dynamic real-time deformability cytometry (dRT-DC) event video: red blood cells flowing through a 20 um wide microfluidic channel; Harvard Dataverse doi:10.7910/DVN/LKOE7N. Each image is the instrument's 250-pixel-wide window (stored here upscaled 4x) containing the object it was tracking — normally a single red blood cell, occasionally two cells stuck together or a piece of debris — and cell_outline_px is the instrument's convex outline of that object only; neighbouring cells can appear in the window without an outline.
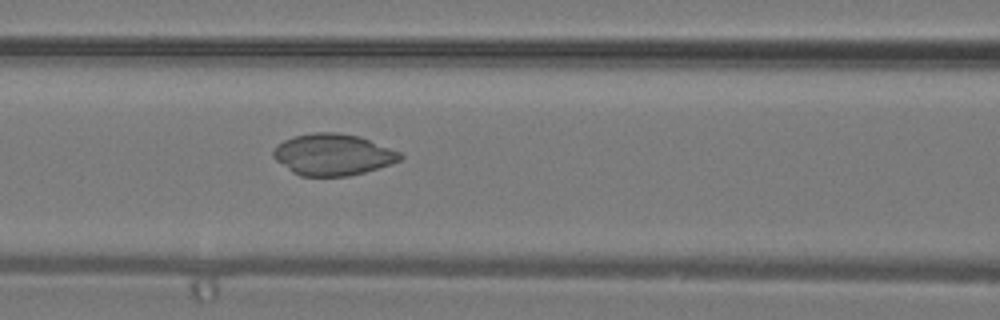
{"species": "common noctule bat (a hibernating species)", "species_latin": "Nyctalus noctula", "temperature_condition": "warm", "stored_images_in_passage": 29, "camera_frame_rate_fps": 3000, "um_per_image_px": 0.085, "animal": {"sex": "male", "body_mass_g": 19.2, "forearm_length_mm": 51.8}, "frame": {"image": 1, "passage_image": 8, "time_ms": 2.333, "image_size_px": [1000, 320], "cell_outline_px": [[404, 156], [400, 160], [364, 172], [348, 176], [300, 176], [292, 172], [276, 160], [272, 156], [272, 152], [276, 144], [292, 136], [312, 132], [336, 132], [360, 136], [400, 152]], "centroid_in_image_um": [28.25, 13.13], "position_along_channel_um": 138.4, "area_um2": 30.69}}
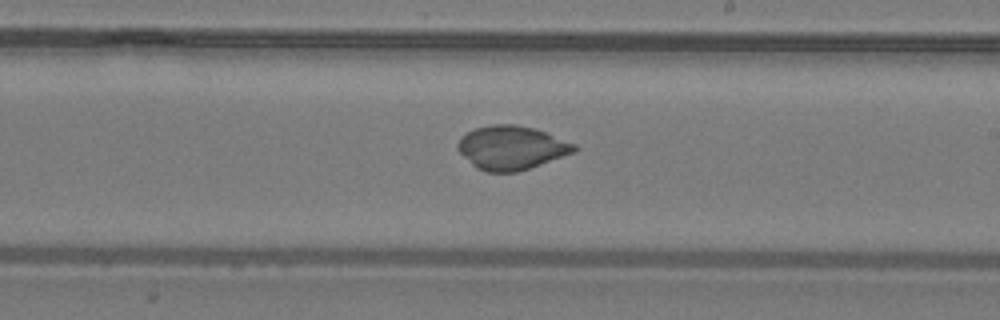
{"frame": {"image": 2, "passage_image": 14, "time_ms": 4.333, "image_size_px": [1000, 320], "cell_outline_px": [[576, 152], [516, 172], [488, 172], [476, 168], [456, 148], [456, 144], [460, 136], [476, 128], [492, 124], [516, 124], [532, 128], [544, 132], [576, 144]], "centroid_in_image_um": [43.44, 12.55], "position_along_channel_um": 245.6, "area_um2": 29.48}}
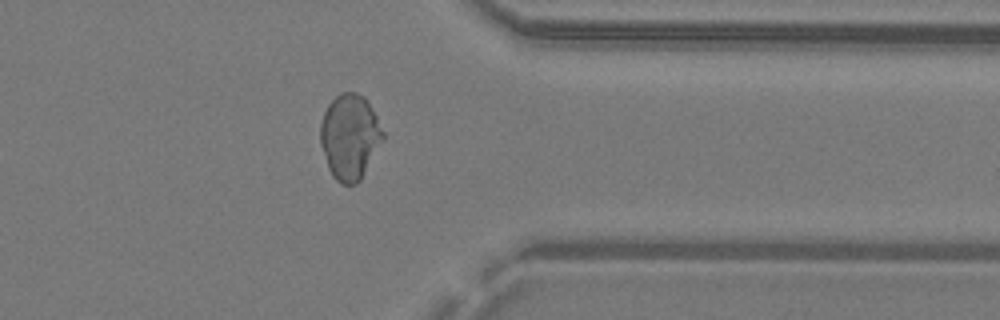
{"frame": {"image": 3, "passage_image": 22, "time_ms": 7.0, "image_size_px": [1000, 320], "cell_outline_px": [[384, 140], [360, 180], [356, 184], [340, 184], [332, 176], [328, 168], [320, 144], [320, 124], [324, 112], [328, 104], [340, 92], [356, 92], [364, 96], [368, 100], [384, 132]], "centroid_in_image_um": [29.73, 11.62], "position_along_channel_um": 381.7, "area_um2": 31.33}}